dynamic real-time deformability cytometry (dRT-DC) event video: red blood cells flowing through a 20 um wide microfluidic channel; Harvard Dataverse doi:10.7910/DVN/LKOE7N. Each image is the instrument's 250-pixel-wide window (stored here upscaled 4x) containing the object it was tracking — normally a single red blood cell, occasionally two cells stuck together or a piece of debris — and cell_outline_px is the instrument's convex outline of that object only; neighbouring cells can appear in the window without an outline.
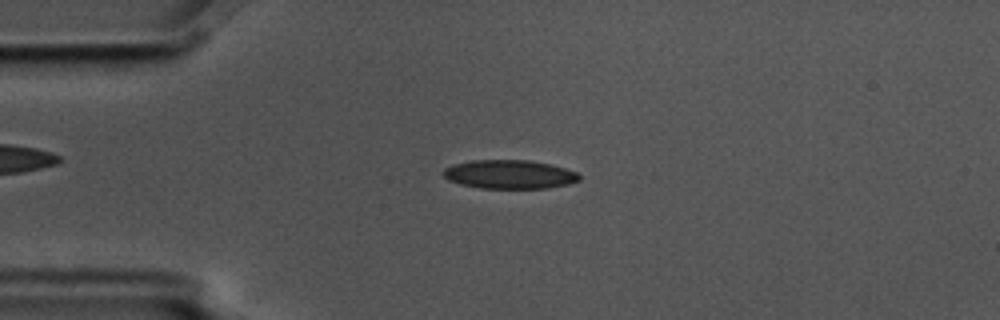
{"species": "common noctule bat (a hibernating species)", "species_latin": "Nyctalus noctula", "temperature_condition": "cold", "stored_images_in_passage": 3, "camera_frame_rate_fps": 3000, "um_per_image_px": 0.085, "animal": {"sex": "male", "body_mass_g": 17.5, "forearm_length_mm": 52.3}, "frame": {"image": 1, "passage_image": 3, "time_ms": 0.667, "image_size_px": [1000, 320], "cell_outline_px": [[580, 180], [568, 184], [548, 188], [480, 188], [460, 184], [448, 180], [440, 172], [444, 168], [452, 164], [472, 160], [528, 160], [552, 164], [576, 172], [580, 176]], "centroid_in_image_um": [43.27, 14.81], "position_along_channel_um": 41.7, "area_um2": 22.95}}